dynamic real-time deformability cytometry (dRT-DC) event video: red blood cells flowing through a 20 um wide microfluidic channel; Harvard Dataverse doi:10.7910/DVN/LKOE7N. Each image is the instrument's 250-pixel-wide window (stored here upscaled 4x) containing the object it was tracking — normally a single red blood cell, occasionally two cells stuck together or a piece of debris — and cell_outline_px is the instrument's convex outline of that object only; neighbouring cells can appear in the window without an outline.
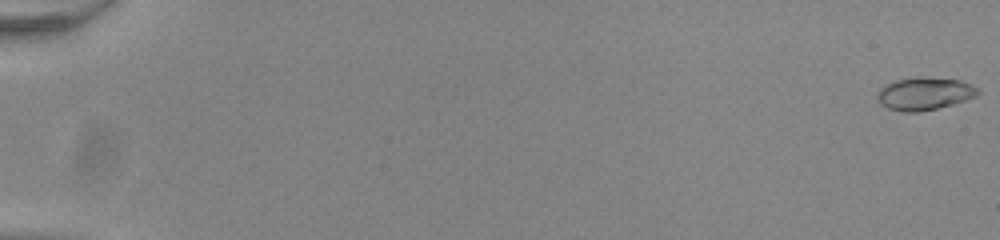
{"species": "common noctule bat (a hibernating species)", "species_latin": "Nyctalus noctula", "temperature_condition": "room temperature", "stored_images_in_passage": 20, "camera_frame_rate_fps": 3000, "um_per_image_px": 0.085, "animal": {"sex": "male", "body_mass_g": 20.0, "forearm_length_mm": 53.3}, "frame": {"image": 1, "passage_image": 1, "time_ms": 0.0, "image_size_px": [1000, 240], "cell_outline_px": [[980, 92], [976, 96], [952, 104], [920, 112], [900, 112], [888, 108], [880, 104], [876, 96], [880, 88], [884, 84], [896, 80], [960, 80], [976, 88]], "centroid_in_image_um": [78.51, 8.02], "position_along_channel_um": 6.5, "area_um2": 18.21}}
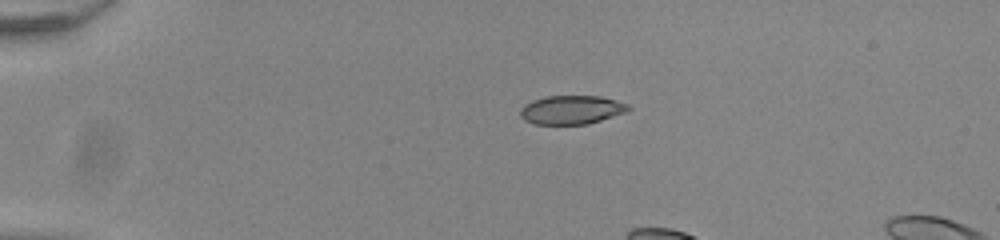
{"frame": {"image": 2, "passage_image": 14, "time_ms": 4.333, "image_size_px": [1000, 240], "cell_outline_px": [[632, 108], [624, 112], [588, 124], [532, 124], [524, 120], [520, 116], [520, 108], [524, 104], [532, 100], [544, 96], [600, 96], [616, 100], [628, 104]], "centroid_in_image_um": [48.53, 9.33], "position_along_channel_um": 36.5, "area_um2": 18.15}}